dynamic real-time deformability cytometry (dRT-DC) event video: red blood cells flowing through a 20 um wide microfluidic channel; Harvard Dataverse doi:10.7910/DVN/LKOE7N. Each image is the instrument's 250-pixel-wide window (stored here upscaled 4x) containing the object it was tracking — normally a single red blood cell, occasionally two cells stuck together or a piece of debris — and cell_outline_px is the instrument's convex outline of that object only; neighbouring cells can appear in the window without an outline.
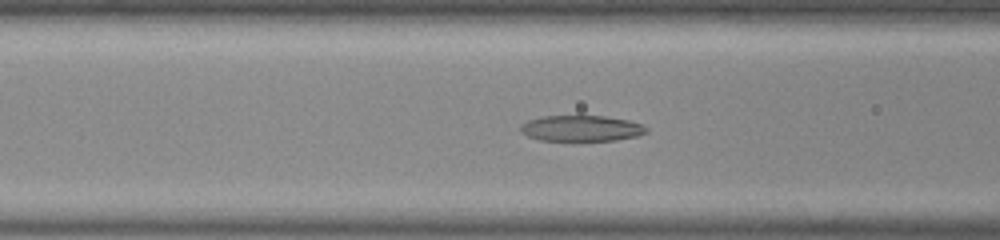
{"species": "common noctule bat (a hibernating species)", "species_latin": "Nyctalus noctula", "temperature_condition": "room temperature", "stored_images_in_passage": 50, "camera_frame_rate_fps": 3000, "um_per_image_px": 0.085, "animal": {"sex": "male", "body_mass_g": 20.0, "forearm_length_mm": 53.3}, "frame": {"image": 1, "passage_image": 19, "time_ms": 6.0, "image_size_px": [1000, 240], "cell_outline_px": [[648, 132], [636, 136], [616, 140], [540, 140], [528, 136], [520, 132], [520, 124], [528, 120], [544, 116], [604, 116], [628, 120], [640, 124], [648, 128]], "centroid_in_image_um": [49.39, 10.9], "position_along_channel_um": 117.2, "area_um2": 18.84}}
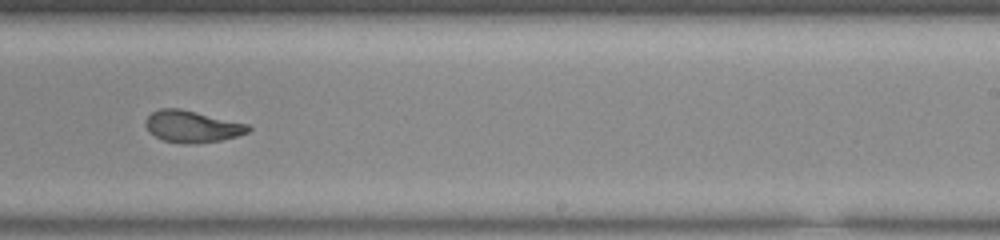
{"frame": {"image": 2, "passage_image": 31, "time_ms": 10.0, "image_size_px": [1000, 240], "cell_outline_px": [[252, 128], [248, 132], [236, 136], [220, 140], [192, 144], [184, 144], [164, 140], [148, 132], [144, 124], [144, 120], [152, 112], [160, 108], [180, 108], [248, 124]], "centroid_in_image_um": [16.29, 10.75], "position_along_channel_um": 272.7, "area_um2": 19.02}}
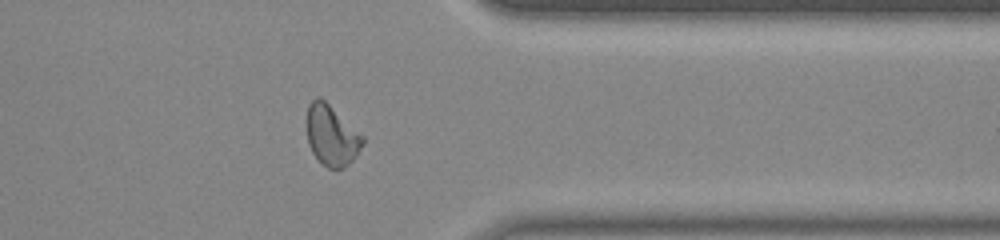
{"frame": {"image": 3, "passage_image": 40, "time_ms": 13.0, "image_size_px": [1000, 240], "cell_outline_px": [[364, 144], [356, 156], [344, 168], [328, 168], [312, 152], [308, 144], [308, 104], [316, 96], [320, 96], [364, 136]], "centroid_in_image_um": [28.21, 11.5], "position_along_channel_um": 383.2, "area_um2": 19.48}, "authors_computed_cell_mechanics": {"area_um2": 19.6231, "velocity_mm_per_s": 3.9007, "shape_relaxation_time_tau1_ms": 6.7893, "shape_relaxation_time_tau2_ms": 2.1506, "deformation_change_tau1": 0.2407, "deformation_change_tau2": 0.0768}}